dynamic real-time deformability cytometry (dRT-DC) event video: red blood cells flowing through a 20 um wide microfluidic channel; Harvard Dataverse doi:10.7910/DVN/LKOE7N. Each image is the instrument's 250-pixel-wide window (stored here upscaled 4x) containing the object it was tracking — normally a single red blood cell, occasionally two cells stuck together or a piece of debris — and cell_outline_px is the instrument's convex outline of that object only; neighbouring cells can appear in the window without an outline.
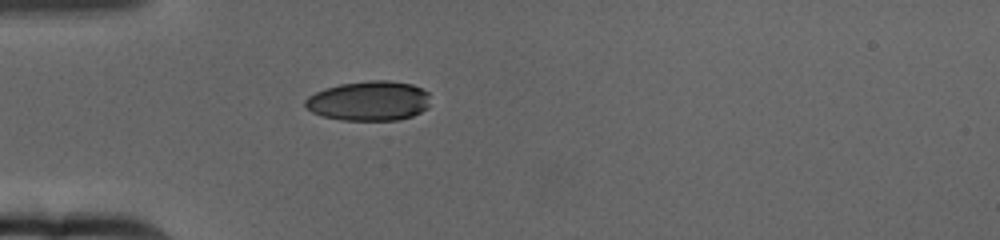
{"species": "human", "species_latin": "Homo sapiens", "temperature_condition": "cold", "stored_images_in_passage": 47, "camera_frame_rate_fps": 3000, "um_per_image_px": 0.085, "donor": {"sex": "female"}, "frame": {"image": 1, "passage_image": 1, "time_ms": 0.0, "image_size_px": [1000, 240], "cell_outline_px": [[428, 108], [412, 116], [400, 120], [340, 120], [324, 116], [312, 112], [304, 104], [304, 100], [308, 96], [324, 88], [340, 84], [368, 80], [388, 80], [412, 84], [428, 92]], "centroid_in_image_um": [31.36, 8.57], "position_along_channel_um": 53.6, "area_um2": 29.02}}
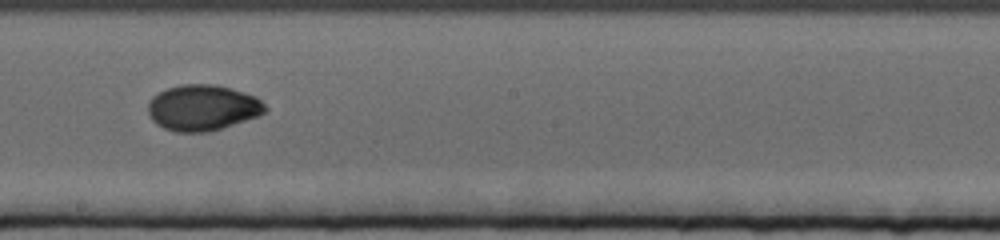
{"frame": {"image": 2, "passage_image": 19, "time_ms": 6.0, "image_size_px": [1000, 240], "cell_outline_px": [[268, 108], [264, 112], [256, 116], [208, 132], [176, 132], [164, 128], [156, 124], [152, 120], [148, 112], [148, 104], [152, 96], [168, 88], [180, 84], [216, 84], [232, 88], [256, 96]], "centroid_in_image_um": [17.2, 9.14], "position_along_channel_um": 231.0, "area_um2": 31.15}}
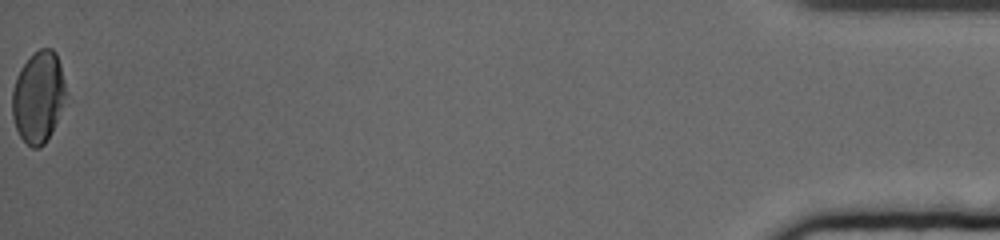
{"frame": {"image": 3, "passage_image": 47, "time_ms": 15.333, "image_size_px": [1000, 240], "cell_outline_px": [[64, 96], [52, 132], [44, 144], [40, 148], [32, 148], [20, 136], [16, 128], [12, 116], [12, 92], [16, 76], [20, 68], [40, 48], [52, 48], [56, 52], [60, 64], [64, 80]], "centroid_in_image_um": [3.22, 8.24], "position_along_channel_um": 432.0, "area_um2": 28.03}, "authors_computed_cell_mechanics": {"area_um2": 30.1138, "velocity_mm_per_s": 3.1367, "shape_relaxation_time_tau1_ms": 9.6723, "shape_relaxation_time_tau2_ms": 2.2477, "deformation_change_tau1": 0.1913, "deformation_change_tau2": 0.0259}}